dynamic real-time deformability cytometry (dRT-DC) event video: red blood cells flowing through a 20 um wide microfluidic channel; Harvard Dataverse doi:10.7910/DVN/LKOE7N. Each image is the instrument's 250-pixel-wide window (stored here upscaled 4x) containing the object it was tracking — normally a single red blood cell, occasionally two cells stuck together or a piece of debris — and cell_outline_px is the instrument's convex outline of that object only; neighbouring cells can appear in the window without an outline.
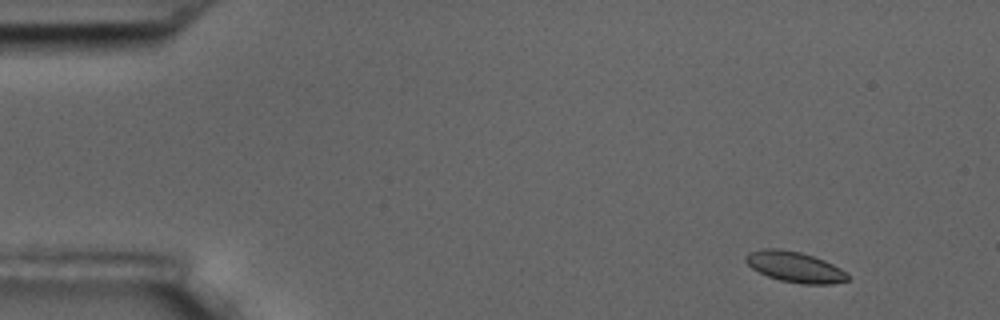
{"species": "common noctule bat (a hibernating species)", "species_latin": "Nyctalus noctula", "temperature_condition": "room temperature", "stored_images_in_passage": 7, "camera_frame_rate_fps": 3000, "um_per_image_px": 0.085, "animal": {"sex": "male", "body_mass_g": 17.5, "forearm_length_mm": 52.3}, "frame": {"image": 1, "passage_image": 1, "time_ms": 0.0, "image_size_px": [1000, 320], "cell_outline_px": [[848, 280], [832, 284], [800, 284], [780, 280], [768, 276], [752, 268], [744, 260], [744, 256], [748, 252], [764, 248], [780, 248], [800, 252], [824, 260], [840, 268], [848, 276]], "centroid_in_image_um": [67.52, 22.68], "position_along_channel_um": 17.5, "area_um2": 18.15}}
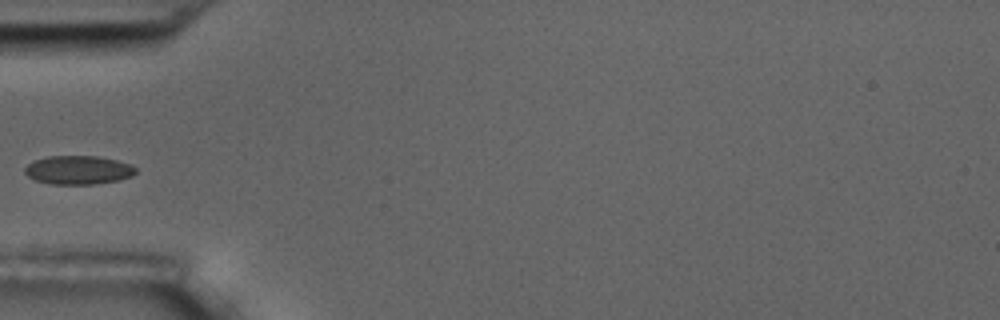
{"frame": {"image": 2, "passage_image": 5, "time_ms": 4.667, "image_size_px": [1000, 320], "cell_outline_px": [[136, 172], [132, 176], [120, 180], [96, 184], [52, 184], [36, 180], [28, 176], [24, 172], [24, 168], [28, 164], [36, 160], [48, 156], [96, 156], [116, 160], [132, 164], [136, 168]], "centroid_in_image_um": [6.68, 14.45], "position_along_channel_um": 78.3, "area_um2": 18.55}}